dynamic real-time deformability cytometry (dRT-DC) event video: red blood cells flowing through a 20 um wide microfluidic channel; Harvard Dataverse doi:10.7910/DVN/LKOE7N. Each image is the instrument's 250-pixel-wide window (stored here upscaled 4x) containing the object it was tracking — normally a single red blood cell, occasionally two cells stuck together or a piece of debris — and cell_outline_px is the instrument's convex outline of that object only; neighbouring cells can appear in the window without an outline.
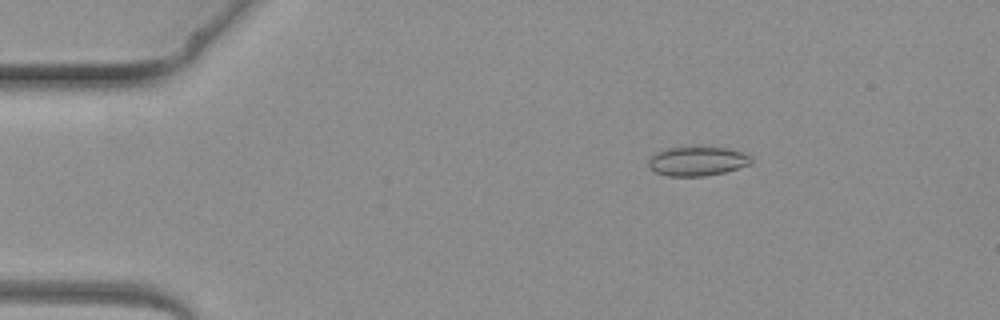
{"species": "common noctule bat (a hibernating species)", "species_latin": "Nyctalus noctula", "temperature_condition": "warm", "stored_images_in_passage": 4, "camera_frame_rate_fps": 3000, "um_per_image_px": 0.085, "animal": {"sex": "female", "body_mass_g": 19.3, "forearm_length_mm": 54.1}, "frame": {"image": 1, "passage_image": 2, "time_ms": 1.333, "image_size_px": [1000, 320], "cell_outline_px": [[752, 164], [724, 172], [704, 176], [668, 176], [656, 172], [648, 168], [648, 156], [652, 152], [668, 148], [728, 148], [752, 156]], "centroid_in_image_um": [59.22, 13.71], "position_along_channel_um": 25.8, "area_um2": 17.51}}
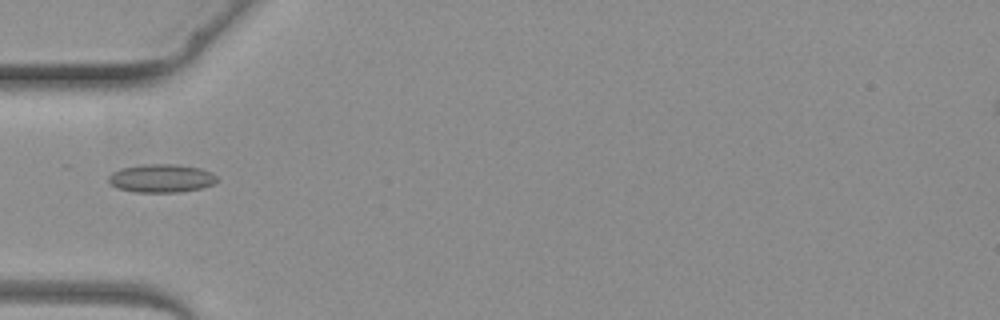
{"frame": {"image": 2, "passage_image": 4, "time_ms": 3.667, "image_size_px": [1000, 320], "cell_outline_px": [[220, 180], [212, 184], [200, 188], [180, 192], [136, 192], [116, 188], [108, 180], [108, 176], [112, 172], [120, 168], [140, 164], [176, 164], [200, 168], [212, 172]], "centroid_in_image_um": [13.71, 15.14], "position_along_channel_um": 71.3, "area_um2": 18.03}}